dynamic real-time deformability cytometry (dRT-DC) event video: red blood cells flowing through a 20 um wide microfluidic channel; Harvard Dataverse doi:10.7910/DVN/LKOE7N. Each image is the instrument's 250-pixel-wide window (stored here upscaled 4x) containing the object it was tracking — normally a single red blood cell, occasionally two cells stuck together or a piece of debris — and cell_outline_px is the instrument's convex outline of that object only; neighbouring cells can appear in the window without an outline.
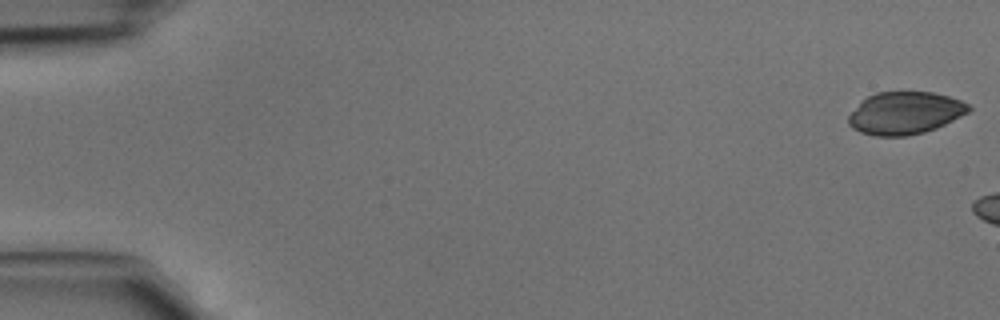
{"species": "common noctule bat (a hibernating species)", "species_latin": "Nyctalus noctula", "temperature_condition": "cold", "stored_images_in_passage": 7, "camera_frame_rate_fps": 3000, "um_per_image_px": 0.085, "animal": {"sex": "male", "body_mass_g": 15.6}, "frame": {"image": 1, "passage_image": 1, "time_ms": 0.0, "image_size_px": [1000, 320], "cell_outline_px": [[972, 108], [968, 112], [936, 128], [924, 132], [904, 136], [876, 136], [860, 132], [852, 128], [848, 124], [848, 116], [860, 100], [876, 92], [932, 92], [948, 96], [960, 100], [968, 104]], "centroid_in_image_um": [76.88, 9.6], "position_along_channel_um": 8.1, "area_um2": 29.71}}